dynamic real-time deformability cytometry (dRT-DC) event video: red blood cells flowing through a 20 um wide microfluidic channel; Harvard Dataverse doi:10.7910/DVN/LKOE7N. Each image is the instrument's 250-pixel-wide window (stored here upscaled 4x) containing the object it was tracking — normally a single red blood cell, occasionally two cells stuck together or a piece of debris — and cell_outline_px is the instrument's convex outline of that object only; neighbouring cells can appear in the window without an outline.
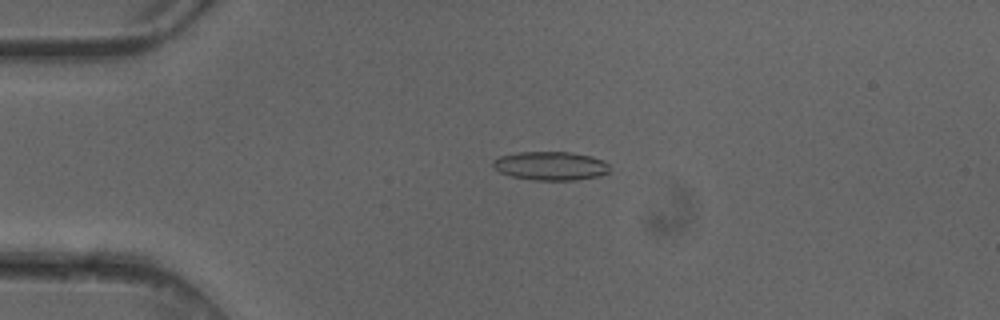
{"species": "common noctule bat (a hibernating species)", "species_latin": "Nyctalus noctula", "temperature_condition": "cold", "stored_images_in_passage": 4, "camera_frame_rate_fps": 3000, "um_per_image_px": 0.085, "animal": {"sex": "female"}, "frame": {"image": 1, "passage_image": 3, "time_ms": 0.667, "image_size_px": [1000, 320], "cell_outline_px": [[608, 172], [596, 176], [576, 180], [532, 180], [512, 176], [500, 172], [492, 164], [492, 160], [500, 156], [516, 152], [568, 152], [592, 156], [604, 160], [608, 164]], "centroid_in_image_um": [46.78, 14.09], "position_along_channel_um": 38.2, "area_um2": 19.42}}